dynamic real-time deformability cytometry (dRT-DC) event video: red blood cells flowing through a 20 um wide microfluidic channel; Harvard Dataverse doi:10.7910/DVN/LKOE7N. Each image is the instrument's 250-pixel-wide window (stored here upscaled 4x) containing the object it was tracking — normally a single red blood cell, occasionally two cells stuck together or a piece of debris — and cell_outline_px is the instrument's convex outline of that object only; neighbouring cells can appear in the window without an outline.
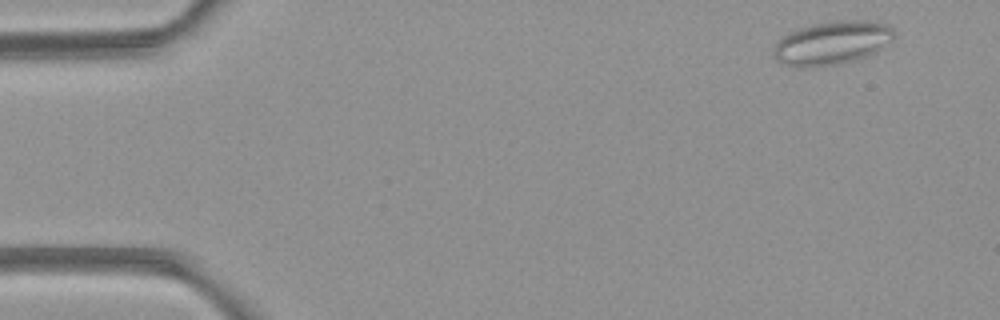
{"species": "common noctule bat (a hibernating species)", "species_latin": "Nyctalus noctula", "temperature_condition": "room temperature", "stored_images_in_passage": 5, "camera_frame_rate_fps": 3000, "um_per_image_px": 0.085, "animal": {"sex": "female", "body_mass_g": 21.9}, "frame": {"image": 1, "passage_image": 1, "time_ms": 0.0, "image_size_px": [1000, 320], "cell_outline_px": [[892, 40], [876, 52], [856, 60], [840, 64], [784, 64], [776, 60], [776, 44], [788, 32], [800, 28], [816, 24], [844, 20], [868, 20], [884, 24], [892, 28]], "centroid_in_image_um": [70.8, 3.61], "position_along_channel_um": 14.2, "area_um2": 29.19}}